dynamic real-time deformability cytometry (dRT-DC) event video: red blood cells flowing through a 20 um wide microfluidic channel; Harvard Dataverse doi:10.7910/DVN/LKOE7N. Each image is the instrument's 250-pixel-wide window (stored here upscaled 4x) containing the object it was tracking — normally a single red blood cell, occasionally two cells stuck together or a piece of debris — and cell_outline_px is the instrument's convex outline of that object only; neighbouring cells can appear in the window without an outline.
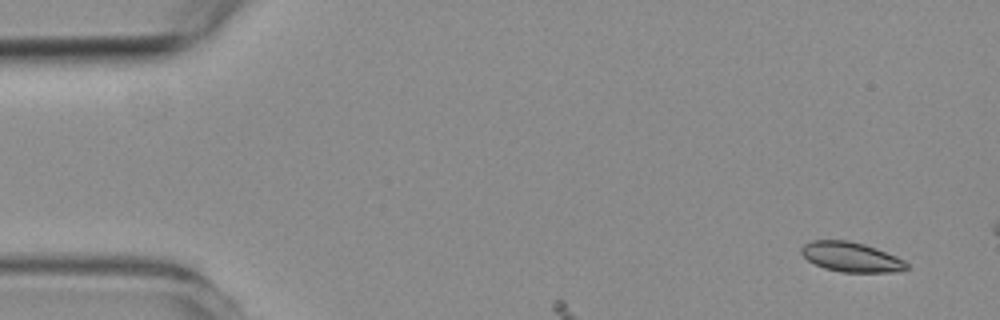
{"species": "common noctule bat (a hibernating species)", "species_latin": "Nyctalus noctula", "temperature_condition": "room temperature", "stored_images_in_passage": 3, "camera_frame_rate_fps": 3000, "um_per_image_px": 0.085, "animal": {"sex": "female", "body_mass_g": 19.3, "forearm_length_mm": 54.1}, "frame": {"image": 1, "passage_image": 1, "time_ms": 0.0, "image_size_px": [1000, 320], "cell_outline_px": [[908, 268], [900, 272], [840, 272], [824, 268], [808, 260], [800, 252], [800, 248], [804, 244], [812, 240], [848, 240], [864, 244], [876, 248], [896, 256], [904, 260], [908, 264]], "centroid_in_image_um": [72.35, 21.84], "position_along_channel_um": 12.6, "area_um2": 18.32}}